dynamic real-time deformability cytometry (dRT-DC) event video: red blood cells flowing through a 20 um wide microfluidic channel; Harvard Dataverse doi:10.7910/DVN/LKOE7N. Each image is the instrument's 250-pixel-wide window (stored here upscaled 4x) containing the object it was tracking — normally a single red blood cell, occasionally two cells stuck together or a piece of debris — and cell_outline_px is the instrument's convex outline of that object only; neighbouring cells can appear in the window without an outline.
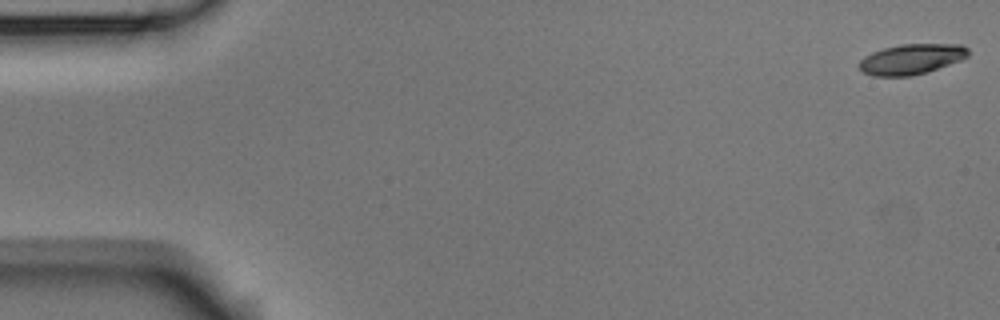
{"species": "Egyptian fruit bat (a non-hibernating species)", "species_latin": "Rousettus aegyptiacus", "temperature_condition": "room temperature", "stored_images_in_passage": 10, "camera_frame_rate_fps": 3000, "um_per_image_px": 0.085, "animal": {"sex": "male"}, "frame": {"image": 1, "passage_image": 1, "time_ms": 0.0, "image_size_px": [1000, 320], "cell_outline_px": [[968, 56], [960, 60], [912, 76], [872, 76], [864, 72], [860, 68], [860, 60], [864, 56], [872, 52], [884, 48], [900, 44], [960, 44], [968, 48]], "centroid_in_image_um": [77.45, 5.01], "position_along_channel_um": 7.6, "area_um2": 19.02}}
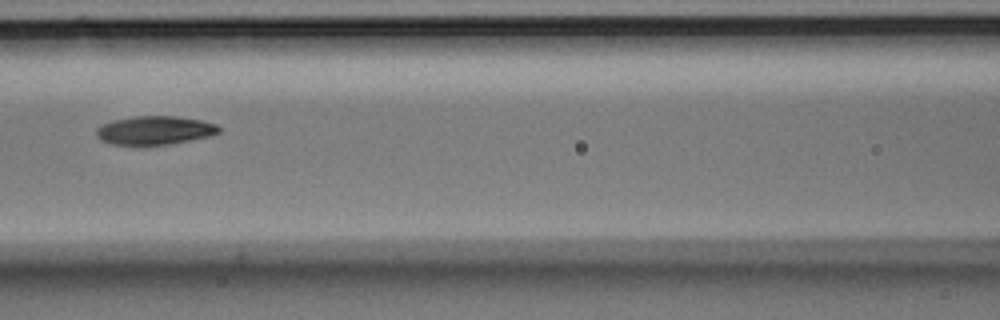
{"frame": {"image": 2, "passage_image": 7, "time_ms": 2.0, "image_size_px": [1000, 320], "cell_outline_px": [[220, 132], [212, 136], [168, 144], [112, 144], [100, 140], [96, 136], [96, 128], [100, 124], [112, 120], [132, 116], [176, 116], [200, 120], [216, 124], [220, 128]], "centroid_in_image_um": [13.13, 11.06], "position_along_channel_um": 153.5, "area_um2": 20.46}}
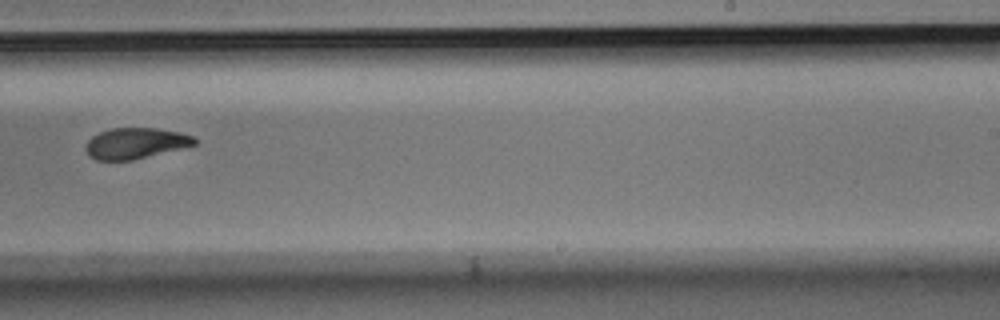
{"frame": {"image": 3, "passage_image": 10, "time_ms": 3.0, "image_size_px": [1000, 320], "cell_outline_px": [[196, 144], [132, 160], [96, 160], [88, 156], [84, 148], [84, 144], [92, 136], [100, 132], [112, 128], [156, 128], [180, 132], [192, 136], [196, 140]], "centroid_in_image_um": [11.45, 12.17], "position_along_channel_um": 277.5, "area_um2": 19.48}}